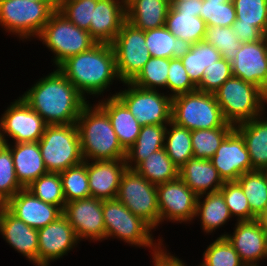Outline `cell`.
<instances>
[{
  "mask_svg": "<svg viewBox=\"0 0 267 266\" xmlns=\"http://www.w3.org/2000/svg\"><path fill=\"white\" fill-rule=\"evenodd\" d=\"M21 98L48 125L75 124L89 102L57 68L39 79Z\"/></svg>",
  "mask_w": 267,
  "mask_h": 266,
  "instance_id": "1",
  "label": "cell"
},
{
  "mask_svg": "<svg viewBox=\"0 0 267 266\" xmlns=\"http://www.w3.org/2000/svg\"><path fill=\"white\" fill-rule=\"evenodd\" d=\"M57 69L85 98L86 93L101 95L114 80H119L115 53L108 43H96L89 50L67 58Z\"/></svg>",
  "mask_w": 267,
  "mask_h": 266,
  "instance_id": "2",
  "label": "cell"
},
{
  "mask_svg": "<svg viewBox=\"0 0 267 266\" xmlns=\"http://www.w3.org/2000/svg\"><path fill=\"white\" fill-rule=\"evenodd\" d=\"M76 125L84 161L126 158V151L118 141L110 118L98 104L92 107L88 102L79 114Z\"/></svg>",
  "mask_w": 267,
  "mask_h": 266,
  "instance_id": "3",
  "label": "cell"
},
{
  "mask_svg": "<svg viewBox=\"0 0 267 266\" xmlns=\"http://www.w3.org/2000/svg\"><path fill=\"white\" fill-rule=\"evenodd\" d=\"M102 212L105 225V239L119 238L132 246L151 248L152 257H157L165 249L161 247L162 240L158 243L152 237V228L140 217L134 215L117 198L102 200Z\"/></svg>",
  "mask_w": 267,
  "mask_h": 266,
  "instance_id": "4",
  "label": "cell"
},
{
  "mask_svg": "<svg viewBox=\"0 0 267 266\" xmlns=\"http://www.w3.org/2000/svg\"><path fill=\"white\" fill-rule=\"evenodd\" d=\"M214 95L225 120L233 126L264 115L267 95L241 78L227 79Z\"/></svg>",
  "mask_w": 267,
  "mask_h": 266,
  "instance_id": "5",
  "label": "cell"
},
{
  "mask_svg": "<svg viewBox=\"0 0 267 266\" xmlns=\"http://www.w3.org/2000/svg\"><path fill=\"white\" fill-rule=\"evenodd\" d=\"M38 143L48 173H61L84 162L76 123L47 125Z\"/></svg>",
  "mask_w": 267,
  "mask_h": 266,
  "instance_id": "6",
  "label": "cell"
},
{
  "mask_svg": "<svg viewBox=\"0 0 267 266\" xmlns=\"http://www.w3.org/2000/svg\"><path fill=\"white\" fill-rule=\"evenodd\" d=\"M172 121L190 131L233 126L225 120L215 95L198 90L172 97Z\"/></svg>",
  "mask_w": 267,
  "mask_h": 266,
  "instance_id": "7",
  "label": "cell"
},
{
  "mask_svg": "<svg viewBox=\"0 0 267 266\" xmlns=\"http://www.w3.org/2000/svg\"><path fill=\"white\" fill-rule=\"evenodd\" d=\"M38 39L54 53L56 68L67 58L87 51L97 43L88 31L73 24L58 10L51 15Z\"/></svg>",
  "mask_w": 267,
  "mask_h": 266,
  "instance_id": "8",
  "label": "cell"
},
{
  "mask_svg": "<svg viewBox=\"0 0 267 266\" xmlns=\"http://www.w3.org/2000/svg\"><path fill=\"white\" fill-rule=\"evenodd\" d=\"M56 10L55 3L0 0V26L22 40L37 38Z\"/></svg>",
  "mask_w": 267,
  "mask_h": 266,
  "instance_id": "9",
  "label": "cell"
},
{
  "mask_svg": "<svg viewBox=\"0 0 267 266\" xmlns=\"http://www.w3.org/2000/svg\"><path fill=\"white\" fill-rule=\"evenodd\" d=\"M116 198L153 230L159 226L157 185L147 181L135 169L124 171Z\"/></svg>",
  "mask_w": 267,
  "mask_h": 266,
  "instance_id": "10",
  "label": "cell"
},
{
  "mask_svg": "<svg viewBox=\"0 0 267 266\" xmlns=\"http://www.w3.org/2000/svg\"><path fill=\"white\" fill-rule=\"evenodd\" d=\"M125 90L113 94L136 118L141 126L168 124L172 120V97L159 90H148L124 82Z\"/></svg>",
  "mask_w": 267,
  "mask_h": 266,
  "instance_id": "11",
  "label": "cell"
},
{
  "mask_svg": "<svg viewBox=\"0 0 267 266\" xmlns=\"http://www.w3.org/2000/svg\"><path fill=\"white\" fill-rule=\"evenodd\" d=\"M116 61L119 81L130 82L151 58L145 42V31L134 27L128 21L111 43Z\"/></svg>",
  "mask_w": 267,
  "mask_h": 266,
  "instance_id": "12",
  "label": "cell"
},
{
  "mask_svg": "<svg viewBox=\"0 0 267 266\" xmlns=\"http://www.w3.org/2000/svg\"><path fill=\"white\" fill-rule=\"evenodd\" d=\"M48 124L21 97L15 99L0 119L2 144L8 143L6 136L14 143L38 142Z\"/></svg>",
  "mask_w": 267,
  "mask_h": 266,
  "instance_id": "13",
  "label": "cell"
},
{
  "mask_svg": "<svg viewBox=\"0 0 267 266\" xmlns=\"http://www.w3.org/2000/svg\"><path fill=\"white\" fill-rule=\"evenodd\" d=\"M197 197L180 177L157 185L160 224L168 219L190 223L195 218Z\"/></svg>",
  "mask_w": 267,
  "mask_h": 266,
  "instance_id": "14",
  "label": "cell"
},
{
  "mask_svg": "<svg viewBox=\"0 0 267 266\" xmlns=\"http://www.w3.org/2000/svg\"><path fill=\"white\" fill-rule=\"evenodd\" d=\"M63 215L73 227L79 241L85 238L91 241L105 240L102 200L89 197L67 202Z\"/></svg>",
  "mask_w": 267,
  "mask_h": 266,
  "instance_id": "15",
  "label": "cell"
},
{
  "mask_svg": "<svg viewBox=\"0 0 267 266\" xmlns=\"http://www.w3.org/2000/svg\"><path fill=\"white\" fill-rule=\"evenodd\" d=\"M79 243L68 219L57 220L38 229V266H50L51 261L62 258Z\"/></svg>",
  "mask_w": 267,
  "mask_h": 266,
  "instance_id": "16",
  "label": "cell"
},
{
  "mask_svg": "<svg viewBox=\"0 0 267 266\" xmlns=\"http://www.w3.org/2000/svg\"><path fill=\"white\" fill-rule=\"evenodd\" d=\"M231 67L234 77L256 85L267 95V37L243 43Z\"/></svg>",
  "mask_w": 267,
  "mask_h": 266,
  "instance_id": "17",
  "label": "cell"
},
{
  "mask_svg": "<svg viewBox=\"0 0 267 266\" xmlns=\"http://www.w3.org/2000/svg\"><path fill=\"white\" fill-rule=\"evenodd\" d=\"M223 181H236L252 171L251 159L244 139L234 129L221 143L210 159Z\"/></svg>",
  "mask_w": 267,
  "mask_h": 266,
  "instance_id": "18",
  "label": "cell"
},
{
  "mask_svg": "<svg viewBox=\"0 0 267 266\" xmlns=\"http://www.w3.org/2000/svg\"><path fill=\"white\" fill-rule=\"evenodd\" d=\"M235 226L233 234H222L220 237L227 238L246 266H259V261L267 257L266 232L257 219L237 221Z\"/></svg>",
  "mask_w": 267,
  "mask_h": 266,
  "instance_id": "19",
  "label": "cell"
},
{
  "mask_svg": "<svg viewBox=\"0 0 267 266\" xmlns=\"http://www.w3.org/2000/svg\"><path fill=\"white\" fill-rule=\"evenodd\" d=\"M5 207L26 225L37 230L63 215L60 207L43 202L26 188L17 192Z\"/></svg>",
  "mask_w": 267,
  "mask_h": 266,
  "instance_id": "20",
  "label": "cell"
},
{
  "mask_svg": "<svg viewBox=\"0 0 267 266\" xmlns=\"http://www.w3.org/2000/svg\"><path fill=\"white\" fill-rule=\"evenodd\" d=\"M126 160L87 161V174L91 197L109 200L117 197L121 177L126 170Z\"/></svg>",
  "mask_w": 267,
  "mask_h": 266,
  "instance_id": "21",
  "label": "cell"
},
{
  "mask_svg": "<svg viewBox=\"0 0 267 266\" xmlns=\"http://www.w3.org/2000/svg\"><path fill=\"white\" fill-rule=\"evenodd\" d=\"M125 21V0H97L90 35L97 43L111 44Z\"/></svg>",
  "mask_w": 267,
  "mask_h": 266,
  "instance_id": "22",
  "label": "cell"
},
{
  "mask_svg": "<svg viewBox=\"0 0 267 266\" xmlns=\"http://www.w3.org/2000/svg\"><path fill=\"white\" fill-rule=\"evenodd\" d=\"M0 233L18 253L38 266V230L26 225L6 207L0 213Z\"/></svg>",
  "mask_w": 267,
  "mask_h": 266,
  "instance_id": "23",
  "label": "cell"
},
{
  "mask_svg": "<svg viewBox=\"0 0 267 266\" xmlns=\"http://www.w3.org/2000/svg\"><path fill=\"white\" fill-rule=\"evenodd\" d=\"M5 145L11 150L16 176L23 188H27L40 176L48 173L38 142L14 143V146L6 143Z\"/></svg>",
  "mask_w": 267,
  "mask_h": 266,
  "instance_id": "24",
  "label": "cell"
},
{
  "mask_svg": "<svg viewBox=\"0 0 267 266\" xmlns=\"http://www.w3.org/2000/svg\"><path fill=\"white\" fill-rule=\"evenodd\" d=\"M179 177L197 196L217 192L224 184L210 159H189L179 168Z\"/></svg>",
  "mask_w": 267,
  "mask_h": 266,
  "instance_id": "25",
  "label": "cell"
},
{
  "mask_svg": "<svg viewBox=\"0 0 267 266\" xmlns=\"http://www.w3.org/2000/svg\"><path fill=\"white\" fill-rule=\"evenodd\" d=\"M97 104L107 113L120 145L127 151L135 143L142 126L114 95L98 101Z\"/></svg>",
  "mask_w": 267,
  "mask_h": 266,
  "instance_id": "26",
  "label": "cell"
},
{
  "mask_svg": "<svg viewBox=\"0 0 267 266\" xmlns=\"http://www.w3.org/2000/svg\"><path fill=\"white\" fill-rule=\"evenodd\" d=\"M169 0H125L126 21L143 31L165 26Z\"/></svg>",
  "mask_w": 267,
  "mask_h": 266,
  "instance_id": "27",
  "label": "cell"
},
{
  "mask_svg": "<svg viewBox=\"0 0 267 266\" xmlns=\"http://www.w3.org/2000/svg\"><path fill=\"white\" fill-rule=\"evenodd\" d=\"M267 118L260 115L235 126L244 139L250 155L252 170L267 167Z\"/></svg>",
  "mask_w": 267,
  "mask_h": 266,
  "instance_id": "28",
  "label": "cell"
},
{
  "mask_svg": "<svg viewBox=\"0 0 267 266\" xmlns=\"http://www.w3.org/2000/svg\"><path fill=\"white\" fill-rule=\"evenodd\" d=\"M167 125H144L141 127L135 143L126 151L127 168L135 169L151 153L164 148Z\"/></svg>",
  "mask_w": 267,
  "mask_h": 266,
  "instance_id": "29",
  "label": "cell"
},
{
  "mask_svg": "<svg viewBox=\"0 0 267 266\" xmlns=\"http://www.w3.org/2000/svg\"><path fill=\"white\" fill-rule=\"evenodd\" d=\"M145 42L151 57L181 58L191 50L190 42L176 38L166 26L145 30Z\"/></svg>",
  "mask_w": 267,
  "mask_h": 266,
  "instance_id": "30",
  "label": "cell"
},
{
  "mask_svg": "<svg viewBox=\"0 0 267 266\" xmlns=\"http://www.w3.org/2000/svg\"><path fill=\"white\" fill-rule=\"evenodd\" d=\"M205 196V199H201ZM200 216V217H199ZM200 218L204 232L212 233L232 218L224 197L220 191L207 193L197 197L195 218Z\"/></svg>",
  "mask_w": 267,
  "mask_h": 266,
  "instance_id": "31",
  "label": "cell"
},
{
  "mask_svg": "<svg viewBox=\"0 0 267 266\" xmlns=\"http://www.w3.org/2000/svg\"><path fill=\"white\" fill-rule=\"evenodd\" d=\"M165 26L176 38L191 44L203 41L207 28L206 22L195 13H179L173 6L169 8Z\"/></svg>",
  "mask_w": 267,
  "mask_h": 266,
  "instance_id": "32",
  "label": "cell"
},
{
  "mask_svg": "<svg viewBox=\"0 0 267 266\" xmlns=\"http://www.w3.org/2000/svg\"><path fill=\"white\" fill-rule=\"evenodd\" d=\"M135 170L154 185L173 181L179 177V168L171 161L165 148L151 153Z\"/></svg>",
  "mask_w": 267,
  "mask_h": 266,
  "instance_id": "33",
  "label": "cell"
},
{
  "mask_svg": "<svg viewBox=\"0 0 267 266\" xmlns=\"http://www.w3.org/2000/svg\"><path fill=\"white\" fill-rule=\"evenodd\" d=\"M221 53L211 44L204 41L192 44L191 50L180 58L189 76V79L197 87L205 73V68L218 61Z\"/></svg>",
  "mask_w": 267,
  "mask_h": 266,
  "instance_id": "34",
  "label": "cell"
},
{
  "mask_svg": "<svg viewBox=\"0 0 267 266\" xmlns=\"http://www.w3.org/2000/svg\"><path fill=\"white\" fill-rule=\"evenodd\" d=\"M167 126L171 128H167ZM166 126L164 148L171 161L181 168L189 159L193 158L191 131L177 125L172 120Z\"/></svg>",
  "mask_w": 267,
  "mask_h": 266,
  "instance_id": "35",
  "label": "cell"
},
{
  "mask_svg": "<svg viewBox=\"0 0 267 266\" xmlns=\"http://www.w3.org/2000/svg\"><path fill=\"white\" fill-rule=\"evenodd\" d=\"M236 181L248 199L251 212L259 217L267 209V182L262 171H248Z\"/></svg>",
  "mask_w": 267,
  "mask_h": 266,
  "instance_id": "36",
  "label": "cell"
},
{
  "mask_svg": "<svg viewBox=\"0 0 267 266\" xmlns=\"http://www.w3.org/2000/svg\"><path fill=\"white\" fill-rule=\"evenodd\" d=\"M234 129L235 126H222L191 131L193 158L211 159L222 141Z\"/></svg>",
  "mask_w": 267,
  "mask_h": 266,
  "instance_id": "37",
  "label": "cell"
},
{
  "mask_svg": "<svg viewBox=\"0 0 267 266\" xmlns=\"http://www.w3.org/2000/svg\"><path fill=\"white\" fill-rule=\"evenodd\" d=\"M59 174L66 203L91 197L87 174V161L70 167Z\"/></svg>",
  "mask_w": 267,
  "mask_h": 266,
  "instance_id": "38",
  "label": "cell"
},
{
  "mask_svg": "<svg viewBox=\"0 0 267 266\" xmlns=\"http://www.w3.org/2000/svg\"><path fill=\"white\" fill-rule=\"evenodd\" d=\"M169 65V58L151 57L130 82L148 90H156L157 87L166 89Z\"/></svg>",
  "mask_w": 267,
  "mask_h": 266,
  "instance_id": "39",
  "label": "cell"
},
{
  "mask_svg": "<svg viewBox=\"0 0 267 266\" xmlns=\"http://www.w3.org/2000/svg\"><path fill=\"white\" fill-rule=\"evenodd\" d=\"M37 198L64 210L66 201L59 173H47L32 182L27 188Z\"/></svg>",
  "mask_w": 267,
  "mask_h": 266,
  "instance_id": "40",
  "label": "cell"
},
{
  "mask_svg": "<svg viewBox=\"0 0 267 266\" xmlns=\"http://www.w3.org/2000/svg\"><path fill=\"white\" fill-rule=\"evenodd\" d=\"M203 41L214 46L221 53V57L230 62L243 44L236 37L232 27L223 26H207Z\"/></svg>",
  "mask_w": 267,
  "mask_h": 266,
  "instance_id": "41",
  "label": "cell"
},
{
  "mask_svg": "<svg viewBox=\"0 0 267 266\" xmlns=\"http://www.w3.org/2000/svg\"><path fill=\"white\" fill-rule=\"evenodd\" d=\"M239 24L254 25L264 35L267 31V0H232Z\"/></svg>",
  "mask_w": 267,
  "mask_h": 266,
  "instance_id": "42",
  "label": "cell"
},
{
  "mask_svg": "<svg viewBox=\"0 0 267 266\" xmlns=\"http://www.w3.org/2000/svg\"><path fill=\"white\" fill-rule=\"evenodd\" d=\"M219 191L224 197L231 216H237V221H252L257 219L251 212L248 199L237 181H225Z\"/></svg>",
  "mask_w": 267,
  "mask_h": 266,
  "instance_id": "43",
  "label": "cell"
},
{
  "mask_svg": "<svg viewBox=\"0 0 267 266\" xmlns=\"http://www.w3.org/2000/svg\"><path fill=\"white\" fill-rule=\"evenodd\" d=\"M204 266H246L226 237H217L203 253Z\"/></svg>",
  "mask_w": 267,
  "mask_h": 266,
  "instance_id": "44",
  "label": "cell"
},
{
  "mask_svg": "<svg viewBox=\"0 0 267 266\" xmlns=\"http://www.w3.org/2000/svg\"><path fill=\"white\" fill-rule=\"evenodd\" d=\"M23 187L18 182L11 150L0 145V199L6 204Z\"/></svg>",
  "mask_w": 267,
  "mask_h": 266,
  "instance_id": "45",
  "label": "cell"
},
{
  "mask_svg": "<svg viewBox=\"0 0 267 266\" xmlns=\"http://www.w3.org/2000/svg\"><path fill=\"white\" fill-rule=\"evenodd\" d=\"M200 17L207 26L232 27L236 20V11L232 1L221 3L203 0Z\"/></svg>",
  "mask_w": 267,
  "mask_h": 266,
  "instance_id": "46",
  "label": "cell"
},
{
  "mask_svg": "<svg viewBox=\"0 0 267 266\" xmlns=\"http://www.w3.org/2000/svg\"><path fill=\"white\" fill-rule=\"evenodd\" d=\"M96 4L97 0H66L58 6V11L73 24L90 33V21Z\"/></svg>",
  "mask_w": 267,
  "mask_h": 266,
  "instance_id": "47",
  "label": "cell"
},
{
  "mask_svg": "<svg viewBox=\"0 0 267 266\" xmlns=\"http://www.w3.org/2000/svg\"><path fill=\"white\" fill-rule=\"evenodd\" d=\"M232 76L231 62L222 57L210 67L205 68L204 76L197 86V90L214 94Z\"/></svg>",
  "mask_w": 267,
  "mask_h": 266,
  "instance_id": "48",
  "label": "cell"
},
{
  "mask_svg": "<svg viewBox=\"0 0 267 266\" xmlns=\"http://www.w3.org/2000/svg\"><path fill=\"white\" fill-rule=\"evenodd\" d=\"M172 92L171 97L190 93L197 90V87L189 79V76L179 58H170L166 89Z\"/></svg>",
  "mask_w": 267,
  "mask_h": 266,
  "instance_id": "49",
  "label": "cell"
},
{
  "mask_svg": "<svg viewBox=\"0 0 267 266\" xmlns=\"http://www.w3.org/2000/svg\"><path fill=\"white\" fill-rule=\"evenodd\" d=\"M232 29L238 40L242 43L256 42L265 37L254 25L239 24V20L237 19L233 23Z\"/></svg>",
  "mask_w": 267,
  "mask_h": 266,
  "instance_id": "50",
  "label": "cell"
},
{
  "mask_svg": "<svg viewBox=\"0 0 267 266\" xmlns=\"http://www.w3.org/2000/svg\"><path fill=\"white\" fill-rule=\"evenodd\" d=\"M154 266H186L179 258L171 255V253L164 250L157 257H153Z\"/></svg>",
  "mask_w": 267,
  "mask_h": 266,
  "instance_id": "51",
  "label": "cell"
},
{
  "mask_svg": "<svg viewBox=\"0 0 267 266\" xmlns=\"http://www.w3.org/2000/svg\"><path fill=\"white\" fill-rule=\"evenodd\" d=\"M202 5L203 0H188L181 3H177L173 7L179 13H195L196 16L200 17V10Z\"/></svg>",
  "mask_w": 267,
  "mask_h": 266,
  "instance_id": "52",
  "label": "cell"
},
{
  "mask_svg": "<svg viewBox=\"0 0 267 266\" xmlns=\"http://www.w3.org/2000/svg\"><path fill=\"white\" fill-rule=\"evenodd\" d=\"M257 220L267 234V209L259 217H257Z\"/></svg>",
  "mask_w": 267,
  "mask_h": 266,
  "instance_id": "53",
  "label": "cell"
},
{
  "mask_svg": "<svg viewBox=\"0 0 267 266\" xmlns=\"http://www.w3.org/2000/svg\"><path fill=\"white\" fill-rule=\"evenodd\" d=\"M184 1H188V0H169V3H170V6H174L177 3H181V2H184Z\"/></svg>",
  "mask_w": 267,
  "mask_h": 266,
  "instance_id": "54",
  "label": "cell"
},
{
  "mask_svg": "<svg viewBox=\"0 0 267 266\" xmlns=\"http://www.w3.org/2000/svg\"><path fill=\"white\" fill-rule=\"evenodd\" d=\"M64 1L66 0H53V2L55 3L57 7L60 6Z\"/></svg>",
  "mask_w": 267,
  "mask_h": 266,
  "instance_id": "55",
  "label": "cell"
},
{
  "mask_svg": "<svg viewBox=\"0 0 267 266\" xmlns=\"http://www.w3.org/2000/svg\"><path fill=\"white\" fill-rule=\"evenodd\" d=\"M36 2H44V3H54L53 0H31Z\"/></svg>",
  "mask_w": 267,
  "mask_h": 266,
  "instance_id": "56",
  "label": "cell"
},
{
  "mask_svg": "<svg viewBox=\"0 0 267 266\" xmlns=\"http://www.w3.org/2000/svg\"><path fill=\"white\" fill-rule=\"evenodd\" d=\"M261 171H262V173H263V175H264V177L266 179V182H267V167L261 169Z\"/></svg>",
  "mask_w": 267,
  "mask_h": 266,
  "instance_id": "57",
  "label": "cell"
},
{
  "mask_svg": "<svg viewBox=\"0 0 267 266\" xmlns=\"http://www.w3.org/2000/svg\"><path fill=\"white\" fill-rule=\"evenodd\" d=\"M5 208V203L0 199V213Z\"/></svg>",
  "mask_w": 267,
  "mask_h": 266,
  "instance_id": "58",
  "label": "cell"
},
{
  "mask_svg": "<svg viewBox=\"0 0 267 266\" xmlns=\"http://www.w3.org/2000/svg\"><path fill=\"white\" fill-rule=\"evenodd\" d=\"M210 1H215V2H221V3H224V2H228V1H232V0H210Z\"/></svg>",
  "mask_w": 267,
  "mask_h": 266,
  "instance_id": "59",
  "label": "cell"
}]
</instances>
